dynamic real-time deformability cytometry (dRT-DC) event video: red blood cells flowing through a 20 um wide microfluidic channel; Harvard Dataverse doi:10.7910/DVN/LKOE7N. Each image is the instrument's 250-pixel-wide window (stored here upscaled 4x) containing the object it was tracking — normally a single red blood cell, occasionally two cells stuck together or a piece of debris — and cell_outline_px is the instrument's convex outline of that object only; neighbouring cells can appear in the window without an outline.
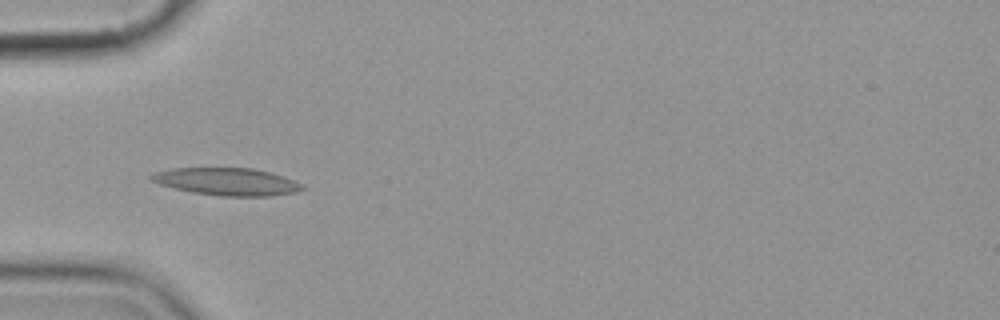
{"species": "common noctule bat (a hibernating species)", "species_latin": "Nyctalus noctula", "temperature_condition": "cold", "stored_images_in_passage": 5, "camera_frame_rate_fps": 3000, "um_per_image_px": 0.085, "animal": {"sex": "female", "body_mass_g": 19.9}, "frame": {"image": 1, "passage_image": 5, "time_ms": 4.667, "image_size_px": [1000, 320], "cell_outline_px": [[308, 188], [296, 192], [272, 196], [220, 196], [192, 192], [160, 184], [148, 180], [148, 176], [152, 172], [172, 168], [252, 168], [284, 176]], "centroid_in_image_um": [19.26, 15.44], "position_along_channel_um": 65.7, "area_um2": 24.22}}